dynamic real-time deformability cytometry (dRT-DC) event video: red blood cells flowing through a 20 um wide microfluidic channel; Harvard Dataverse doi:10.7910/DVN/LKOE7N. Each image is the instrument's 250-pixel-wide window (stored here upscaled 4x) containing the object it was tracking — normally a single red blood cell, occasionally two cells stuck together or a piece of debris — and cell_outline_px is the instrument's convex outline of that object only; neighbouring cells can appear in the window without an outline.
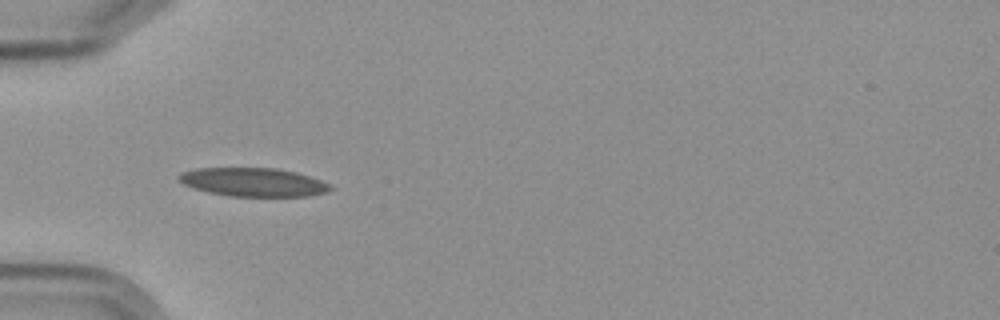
{"species": "Egyptian fruit bat (a non-hibernating species)", "species_latin": "Rousettus aegyptiacus", "temperature_condition": "cold", "stored_images_in_passage": 7, "camera_frame_rate_fps": 3000, "um_per_image_px": 0.085, "frame": {"image": 1, "passage_image": 5, "time_ms": 4.667, "image_size_px": [1000, 320], "cell_outline_px": [[332, 188], [328, 192], [308, 196], [228, 196], [208, 192], [192, 188], [176, 180], [176, 176], [180, 172], [196, 168], [276, 168], [296, 172], [332, 184]], "centroid_in_image_um": [21.48, 15.48], "position_along_channel_um": 63.5, "area_um2": 25.43}}
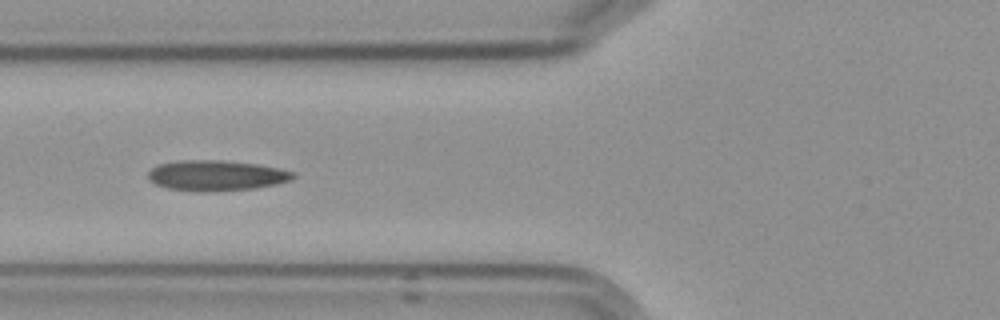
{"frame": {"image": 2, "passage_image": 6, "time_ms": 6.0, "image_size_px": [1000, 320], "cell_outline_px": [[296, 176], [292, 180], [276, 184], [256, 188], [208, 192], [196, 192], [168, 188], [156, 184], [148, 180], [148, 172], [152, 168], [160, 164], [184, 160], [220, 160], [256, 164], [276, 168], [292, 172]], "centroid_in_image_um": [18.37, 14.93], "position_along_channel_um": 107.4, "area_um2": 25.66}}
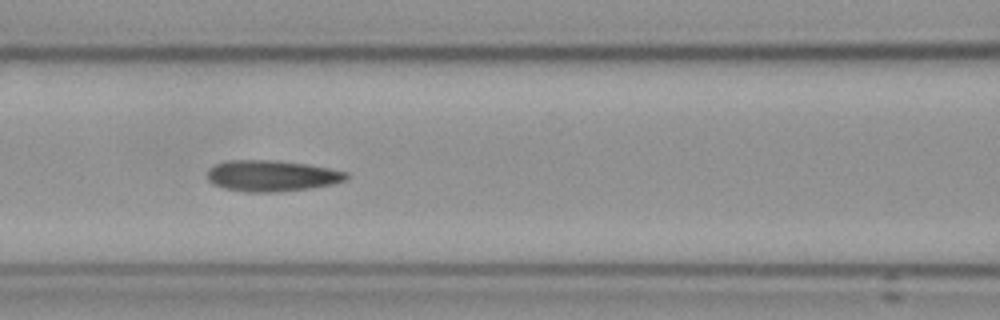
{"frame": {"image": 3, "passage_image": 7, "time_ms": 7.0, "image_size_px": [1000, 320], "cell_outline_px": [[348, 176], [344, 180], [332, 184], [308, 188], [276, 192], [244, 192], [224, 188], [208, 180], [208, 168], [216, 164], [228, 160], [276, 160], [304, 164], [328, 168], [348, 172]], "centroid_in_image_um": [23.07, 14.94], "position_along_channel_um": 143.5, "area_um2": 24.97}}